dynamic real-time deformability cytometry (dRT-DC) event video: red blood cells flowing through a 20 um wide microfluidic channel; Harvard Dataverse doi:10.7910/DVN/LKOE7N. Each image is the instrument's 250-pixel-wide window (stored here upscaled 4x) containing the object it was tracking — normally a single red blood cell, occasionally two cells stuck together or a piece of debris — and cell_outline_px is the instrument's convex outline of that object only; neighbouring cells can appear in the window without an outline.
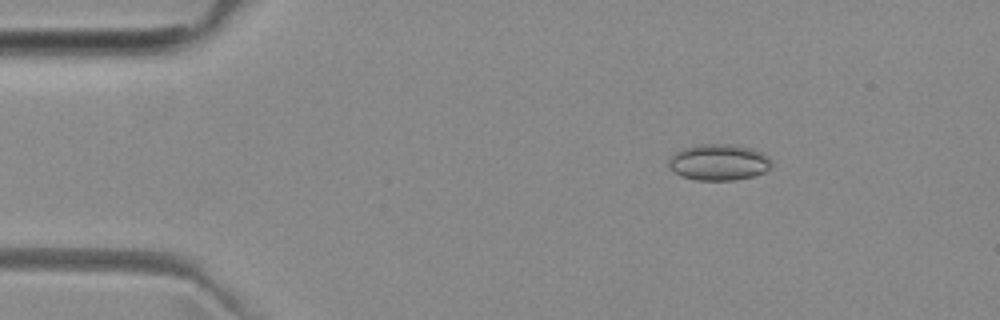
{"species": "common noctule bat (a hibernating species)", "species_latin": "Nyctalus noctula", "temperature_condition": "room temperature", "stored_images_in_passage": 4, "camera_frame_rate_fps": 3000, "um_per_image_px": 0.085, "animal": {"sex": "female", "body_mass_g": 29.2, "forearm_length_mm": 56.3}, "frame": {"image": 1, "passage_image": 2, "time_ms": 1.333, "image_size_px": [1000, 320], "cell_outline_px": [[772, 164], [764, 172], [752, 176], [736, 180], [696, 180], [684, 176], [676, 172], [668, 164], [668, 160], [676, 152], [684, 148], [700, 144], [724, 144], [752, 148], [768, 156]], "centroid_in_image_um": [61.11, 13.79], "position_along_channel_um": 23.9, "area_um2": 21.33}}
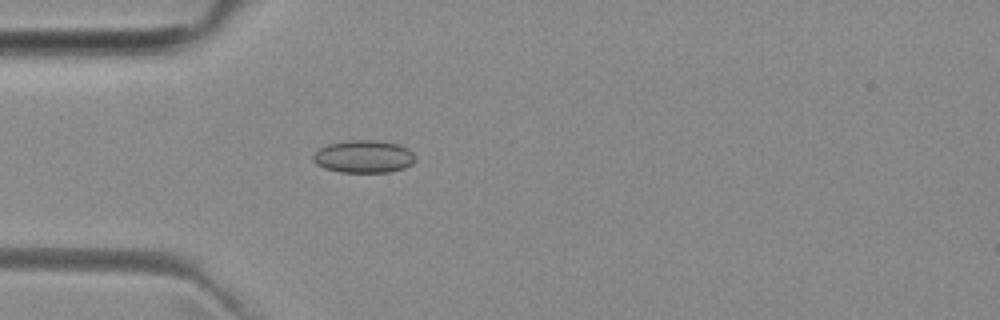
{"frame": {"image": 2, "passage_image": 4, "time_ms": 3.667, "image_size_px": [1000, 320], "cell_outline_px": [[416, 160], [412, 164], [404, 168], [388, 172], [340, 172], [324, 168], [316, 164], [312, 160], [312, 156], [320, 148], [328, 144], [348, 140], [380, 140], [400, 144], [408, 148], [416, 156]], "centroid_in_image_um": [30.94, 13.3], "position_along_channel_um": 54.1, "area_um2": 19.65}}